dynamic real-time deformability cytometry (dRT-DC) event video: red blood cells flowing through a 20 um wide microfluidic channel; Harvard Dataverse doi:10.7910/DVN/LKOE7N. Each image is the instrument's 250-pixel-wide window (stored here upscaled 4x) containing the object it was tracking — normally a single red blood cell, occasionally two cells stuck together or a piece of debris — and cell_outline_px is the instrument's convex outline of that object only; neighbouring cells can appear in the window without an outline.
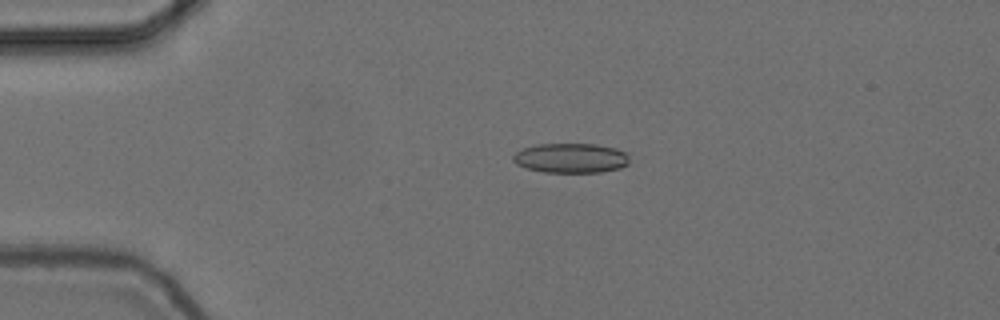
{"species": "common noctule bat (a hibernating species)", "species_latin": "Nyctalus noctula", "temperature_condition": "cold", "stored_images_in_passage": 56, "camera_frame_rate_fps": 3000, "um_per_image_px": 0.085, "animal": {"sex": "female", "body_mass_g": 24.6, "forearm_length_mm": 56.2}, "frame": {"image": 1, "passage_image": 13, "time_ms": 4.0, "image_size_px": [1000, 320], "cell_outline_px": [[628, 164], [620, 168], [600, 172], [544, 172], [524, 168], [516, 164], [512, 160], [512, 156], [516, 152], [524, 148], [536, 144], [596, 144], [616, 148], [624, 152], [628, 156]], "centroid_in_image_um": [48.49, 13.43], "position_along_channel_um": 36.5, "area_um2": 20.17}}
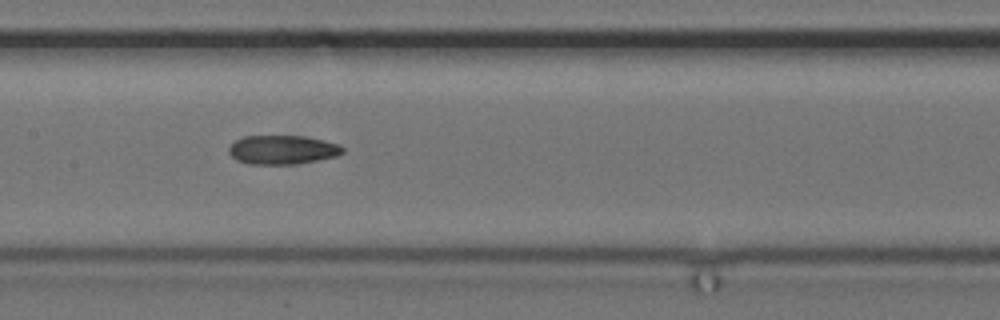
{"frame": {"image": 2, "passage_image": 28, "time_ms": 9.0, "image_size_px": [1000, 320], "cell_outline_px": [[344, 152], [336, 156], [296, 164], [248, 164], [236, 160], [228, 152], [228, 148], [236, 140], [244, 136], [304, 136], [324, 140], [340, 144], [344, 148]], "centroid_in_image_um": [24.01, 12.73], "position_along_channel_um": 183.4, "area_um2": 19.25}}
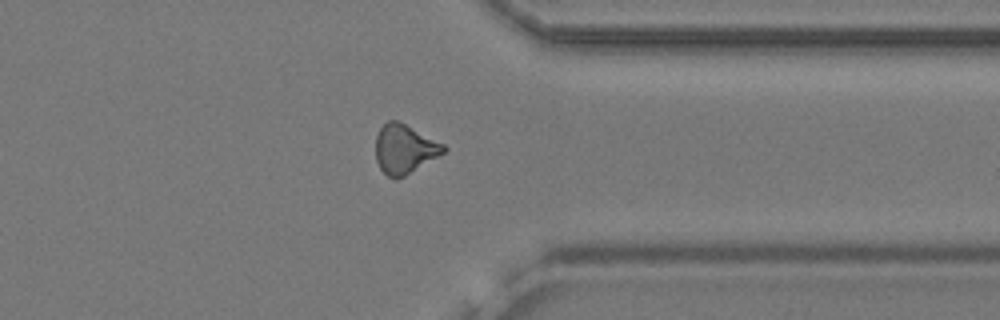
{"frame": {"image": 3, "passage_image": 44, "time_ms": 14.333, "image_size_px": [1000, 320], "cell_outline_px": [[448, 148], [444, 152], [404, 176], [388, 176], [380, 168], [376, 160], [376, 136], [380, 128], [388, 120], [396, 120], [444, 144]], "centroid_in_image_um": [34.37, 12.64], "position_along_channel_um": 377.0, "area_um2": 18.84}, "authors_computed_cell_mechanics": {"area_um2": 19.4786, "velocity_mm_per_s": 3.7174, "shape_relaxation_time_tau1_ms": null, "shape_relaxation_time_tau2_ms": 4.567, "deformation_change_tau1": null, "deformation_change_tau2": 0.1297}}